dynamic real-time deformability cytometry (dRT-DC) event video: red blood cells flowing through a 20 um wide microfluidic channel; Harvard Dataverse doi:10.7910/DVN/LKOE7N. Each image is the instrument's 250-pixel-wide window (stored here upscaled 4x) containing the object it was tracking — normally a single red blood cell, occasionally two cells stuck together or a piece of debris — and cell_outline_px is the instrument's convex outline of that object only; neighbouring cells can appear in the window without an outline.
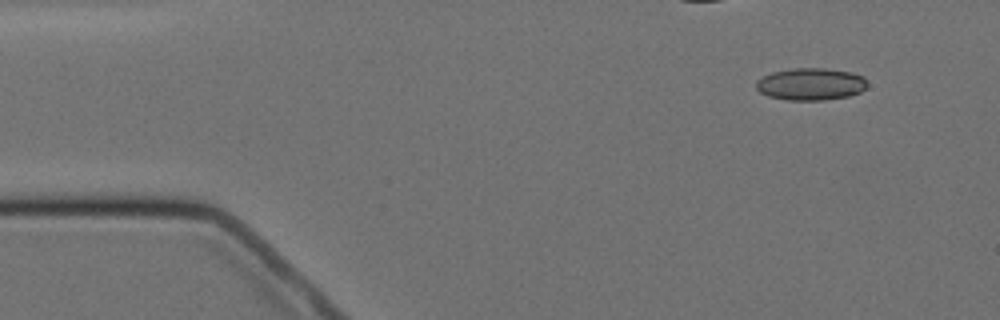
{"species": "Egyptian fruit bat (a non-hibernating species)", "species_latin": "Rousettus aegyptiacus", "temperature_condition": "cold", "stored_images_in_passage": 5, "camera_frame_rate_fps": 3000, "um_per_image_px": 0.085, "animal": {"sex": "female"}, "frame": {"image": 1, "passage_image": 1, "time_ms": 0.0, "image_size_px": [1000, 320], "cell_outline_px": [[868, 84], [860, 92], [848, 96], [824, 100], [788, 100], [768, 96], [760, 92], [756, 88], [756, 80], [772, 72], [792, 68], [824, 68], [852, 72], [864, 76]], "centroid_in_image_um": [68.92, 7.14], "position_along_channel_um": 16.1, "area_um2": 20.92}}